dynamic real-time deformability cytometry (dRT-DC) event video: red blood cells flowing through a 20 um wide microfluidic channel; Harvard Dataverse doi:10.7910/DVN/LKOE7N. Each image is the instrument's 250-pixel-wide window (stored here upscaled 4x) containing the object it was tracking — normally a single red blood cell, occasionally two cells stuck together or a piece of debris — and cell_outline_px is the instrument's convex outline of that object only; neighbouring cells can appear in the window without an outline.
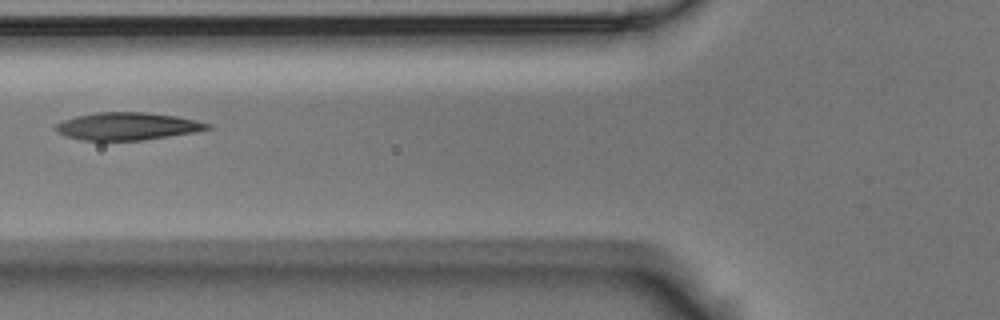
{"species": "Egyptian fruit bat (a non-hibernating species)", "species_latin": "Rousettus aegyptiacus", "temperature_condition": "room temperature", "stored_images_in_passage": 8, "camera_frame_rate_fps": 3000, "um_per_image_px": 0.085, "animal": {"sex": "male"}, "frame": {"image": 1, "passage_image": 6, "time_ms": 1.667, "image_size_px": [1000, 320], "cell_outline_px": [[212, 128], [196, 132], [144, 140], [84, 140], [68, 136], [56, 132], [56, 124], [64, 120], [76, 116], [96, 112], [144, 112], [176, 116], [196, 120], [212, 124]], "centroid_in_image_um": [10.87, 10.72], "position_along_channel_um": 114.9, "area_um2": 24.28}}
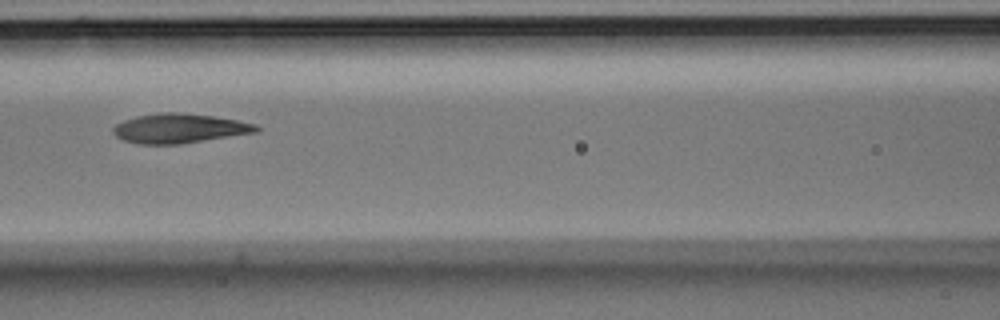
{"frame": {"image": 2, "passage_image": 7, "time_ms": 2.0, "image_size_px": [1000, 320], "cell_outline_px": [[260, 128], [256, 132], [180, 144], [140, 144], [124, 140], [116, 136], [112, 132], [112, 128], [116, 124], [124, 120], [136, 116], [160, 112], [176, 112], [212, 116], [236, 120], [256, 124]], "centroid_in_image_um": [15.21, 10.91], "position_along_channel_um": 151.4, "area_um2": 24.39}}
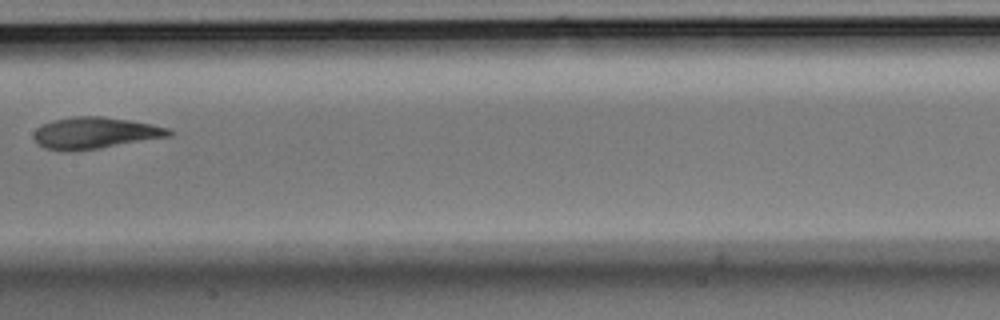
{"frame": {"image": 3, "passage_image": 8, "time_ms": 2.333, "image_size_px": [1000, 320], "cell_outline_px": [[172, 132], [168, 136], [100, 148], [64, 152], [44, 148], [32, 136], [32, 132], [40, 124], [52, 120], [72, 116], [100, 116], [128, 120], [152, 124], [168, 128]], "centroid_in_image_um": [7.98, 11.3], "position_along_channel_um": 199.4, "area_um2": 24.8}}